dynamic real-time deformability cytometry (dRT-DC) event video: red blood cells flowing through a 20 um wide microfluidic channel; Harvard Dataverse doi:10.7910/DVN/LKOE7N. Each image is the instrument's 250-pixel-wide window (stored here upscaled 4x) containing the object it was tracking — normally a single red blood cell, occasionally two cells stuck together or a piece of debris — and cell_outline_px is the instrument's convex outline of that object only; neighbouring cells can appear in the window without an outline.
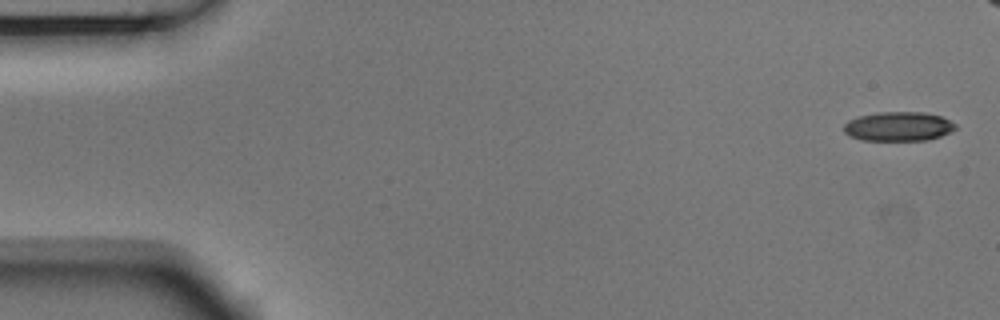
{"species": "Egyptian fruit bat (a non-hibernating species)", "species_latin": "Rousettus aegyptiacus", "temperature_condition": "room temperature", "stored_images_in_passage": 6, "camera_frame_rate_fps": 3000, "um_per_image_px": 0.085, "animal": {"sex": "male"}, "frame": {"image": 1, "passage_image": 1, "time_ms": 0.0, "image_size_px": [1000, 320], "cell_outline_px": [[956, 128], [940, 136], [928, 140], [860, 140], [848, 136], [844, 132], [844, 124], [848, 120], [856, 116], [880, 112], [924, 112], [940, 116], [956, 124]], "centroid_in_image_um": [76.31, 10.74], "position_along_channel_um": 8.7, "area_um2": 19.07}}